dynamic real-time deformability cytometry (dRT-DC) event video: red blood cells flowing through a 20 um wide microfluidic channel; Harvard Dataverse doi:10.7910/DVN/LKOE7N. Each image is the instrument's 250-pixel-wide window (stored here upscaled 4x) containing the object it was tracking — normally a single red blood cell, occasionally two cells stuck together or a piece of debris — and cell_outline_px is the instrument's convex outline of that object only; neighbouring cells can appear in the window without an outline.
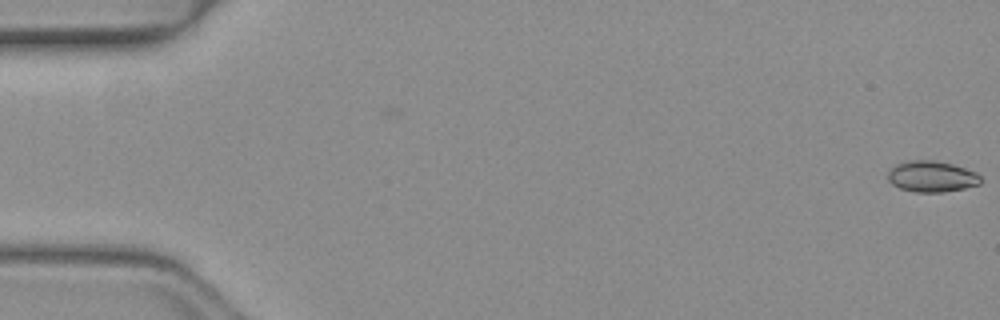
{"species": "common noctule bat (a hibernating species)", "species_latin": "Nyctalus noctula", "temperature_condition": "warm", "stored_images_in_passage": 2, "camera_frame_rate_fps": 3000, "um_per_image_px": 0.085, "animal": {"sex": "female", "body_mass_g": 19.3, "forearm_length_mm": 54.1}, "frame": {"image": 1, "passage_image": 2, "time_ms": 0.333, "image_size_px": [1000, 320], "cell_outline_px": [[980, 184], [964, 188], [944, 192], [916, 192], [900, 188], [892, 184], [888, 180], [888, 172], [896, 164], [908, 160], [932, 160], [952, 164], [976, 172], [980, 176]], "centroid_in_image_um": [79.18, 15.0], "position_along_channel_um": 5.8, "area_um2": 16.7}}